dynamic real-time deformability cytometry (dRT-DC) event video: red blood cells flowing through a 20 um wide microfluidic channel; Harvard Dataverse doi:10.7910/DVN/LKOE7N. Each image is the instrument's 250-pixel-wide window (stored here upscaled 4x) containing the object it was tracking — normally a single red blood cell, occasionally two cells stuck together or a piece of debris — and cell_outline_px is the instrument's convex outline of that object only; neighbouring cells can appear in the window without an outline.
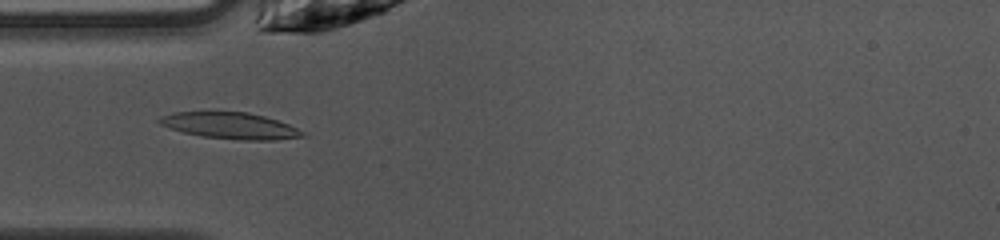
{"species": "common noctule bat (a hibernating species)", "species_latin": "Nyctalus noctula", "temperature_condition": "warm", "stored_images_in_passage": 46, "camera_frame_rate_fps": 3000, "um_per_image_px": 0.085, "animal": {"sex": "female", "body_mass_g": 10.0, "forearm_length_mm": 53.1}, "frame": {"image": 1, "passage_image": 13, "time_ms": 4.0, "image_size_px": [1000, 240], "cell_outline_px": [[308, 136], [276, 140], [244, 140], [204, 136], [184, 132], [168, 128], [160, 124], [156, 120], [160, 116], [172, 112], [248, 112], [264, 116], [288, 124], [304, 132]], "centroid_in_image_um": [19.56, 10.68], "position_along_channel_um": 65.4, "area_um2": 21.91}}
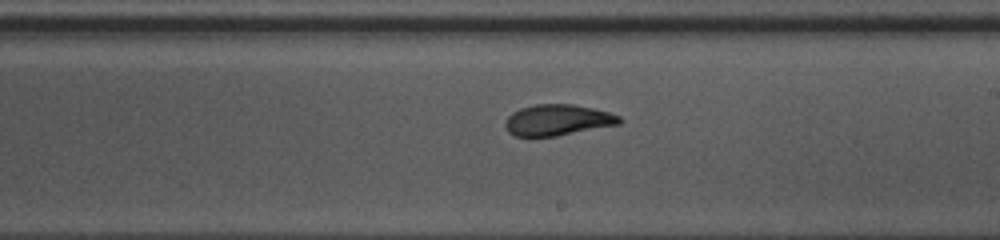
{"frame": {"image": 2, "passage_image": 26, "time_ms": 8.333, "image_size_px": [1000, 240], "cell_outline_px": [[624, 120], [620, 124], [556, 136], [512, 136], [508, 132], [504, 124], [504, 120], [512, 112], [520, 108], [536, 104], [572, 104], [592, 108], [608, 112], [620, 116]], "centroid_in_image_um": [47.38, 10.2], "position_along_channel_um": 241.6, "area_um2": 20.75}}
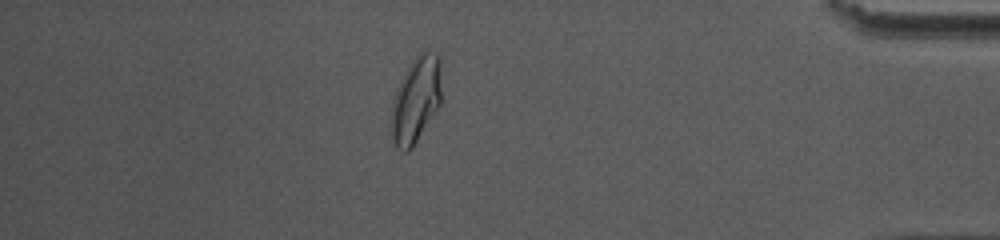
{"frame": {"image": 3, "passage_image": 41, "time_ms": 13.333, "image_size_px": [1000, 240], "cell_outline_px": [[440, 104], [412, 148], [408, 152], [404, 152], [396, 148], [392, 136], [392, 100], [400, 80], [404, 72], [412, 60], [420, 52], [428, 48], [436, 52], [440, 56]], "centroid_in_image_um": [35.36, 8.43], "position_along_channel_um": 399.8, "area_um2": 25.2}, "authors_computed_cell_mechanics": {"area_um2": 21.8773, "velocity_mm_per_s": 4.0332, "shape_relaxation_time_tau1_ms": 5.8099, "shape_relaxation_time_tau2_ms": 1.4253, "deformation_change_tau1": 0.1994, "deformation_change_tau2": 0.0695}}